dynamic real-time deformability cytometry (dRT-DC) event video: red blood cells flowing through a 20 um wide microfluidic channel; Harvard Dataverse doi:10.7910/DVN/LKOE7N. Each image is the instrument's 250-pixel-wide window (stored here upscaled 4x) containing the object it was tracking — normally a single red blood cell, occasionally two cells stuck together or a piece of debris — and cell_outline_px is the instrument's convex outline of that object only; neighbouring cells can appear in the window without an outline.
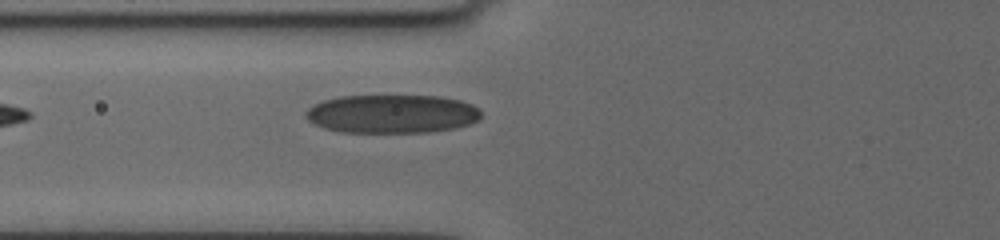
{"species": "human", "species_latin": "Homo sapiens", "temperature_condition": "cold", "stored_images_in_passage": 14, "camera_frame_rate_fps": 3000, "um_per_image_px": 0.085, "donor": {"sex": "female"}, "frame": {"image": 1, "passage_image": 14, "time_ms": 6.0, "image_size_px": [1000, 240], "cell_outline_px": [[480, 120], [468, 124], [452, 128], [428, 132], [340, 132], [324, 128], [308, 120], [304, 116], [304, 112], [312, 104], [324, 100], [340, 96], [440, 96], [460, 100], [472, 104], [480, 112]], "centroid_in_image_um": [33.28, 9.67], "position_along_channel_um": 92.5, "area_um2": 39.36}}